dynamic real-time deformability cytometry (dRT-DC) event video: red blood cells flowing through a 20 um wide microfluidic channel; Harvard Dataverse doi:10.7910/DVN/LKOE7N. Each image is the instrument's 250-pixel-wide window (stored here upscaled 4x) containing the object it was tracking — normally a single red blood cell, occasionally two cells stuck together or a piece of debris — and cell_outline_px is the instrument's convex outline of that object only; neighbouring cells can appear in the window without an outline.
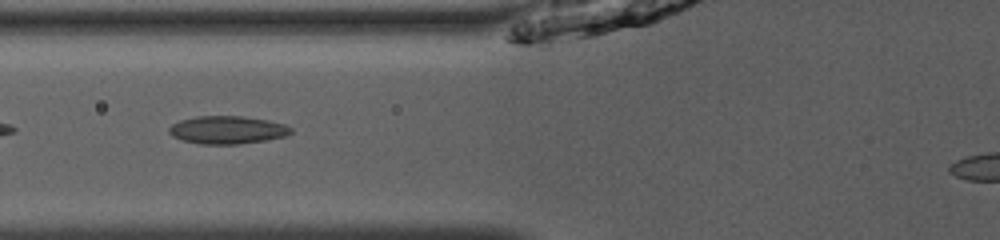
{"species": "common noctule bat (a hibernating species)", "species_latin": "Nyctalus noctula", "temperature_condition": "room temperature", "stored_images_in_passage": 31, "camera_frame_rate_fps": 3000, "um_per_image_px": 0.085, "animal": {"sex": "male", "body_mass_g": 13.0, "forearm_length_mm": 53.1}, "frame": {"image": 1, "passage_image": 4, "time_ms": 1.0, "image_size_px": [1000, 240], "cell_outline_px": [[292, 132], [284, 136], [268, 140], [240, 144], [200, 144], [184, 140], [172, 136], [168, 132], [168, 128], [172, 124], [180, 120], [196, 116], [240, 116], [268, 120], [284, 124], [292, 128]], "centroid_in_image_um": [19.31, 11.04], "position_along_channel_um": 106.5, "area_um2": 19.83}}
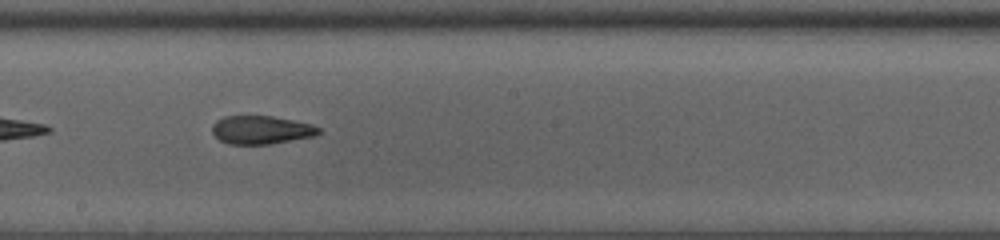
{"frame": {"image": 2, "passage_image": 13, "time_ms": 4.0, "image_size_px": [1000, 240], "cell_outline_px": [[320, 132], [312, 136], [268, 144], [228, 144], [220, 140], [212, 132], [212, 124], [216, 120], [224, 116], [272, 116], [312, 124], [320, 128]], "centroid_in_image_um": [22.16, 11.03], "position_along_channel_um": 226.0, "area_um2": 17.4}}
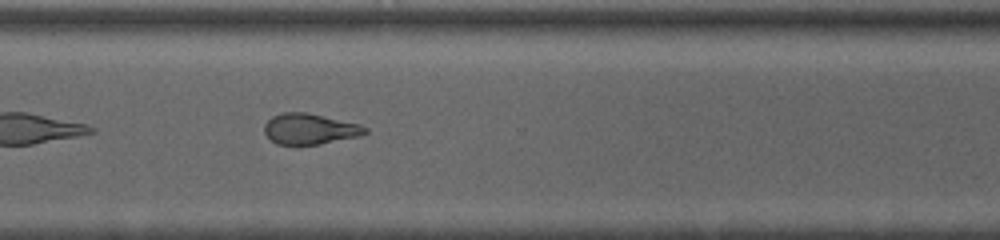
{"frame": {"image": 3, "passage_image": 22, "time_ms": 7.0, "image_size_px": [1000, 240], "cell_outline_px": [[368, 132], [360, 136], [320, 144], [276, 144], [264, 132], [264, 124], [272, 116], [284, 112], [304, 112], [360, 124], [368, 128]], "centroid_in_image_um": [26.34, 10.96], "position_along_channel_um": 344.3, "area_um2": 17.92}}